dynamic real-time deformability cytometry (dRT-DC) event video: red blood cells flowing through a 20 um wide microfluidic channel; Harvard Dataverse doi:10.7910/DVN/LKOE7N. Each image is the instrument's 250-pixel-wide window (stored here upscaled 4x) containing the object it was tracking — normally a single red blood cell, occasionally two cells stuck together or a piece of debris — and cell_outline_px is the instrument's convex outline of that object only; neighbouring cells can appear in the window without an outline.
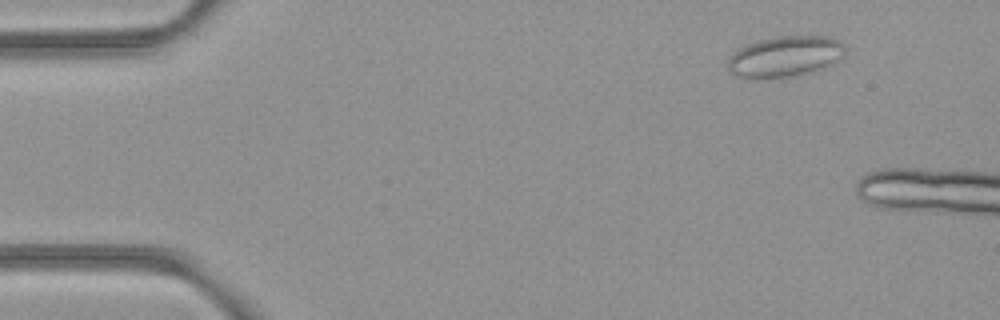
{"species": "common noctule bat (a hibernating species)", "species_latin": "Nyctalus noctula", "temperature_condition": "room temperature", "stored_images_in_passage": 3, "camera_frame_rate_fps": 3000, "um_per_image_px": 0.085, "animal": {"sex": "female", "body_mass_g": 21.9}, "frame": {"image": 1, "passage_image": 1, "time_ms": 0.0, "image_size_px": [1000, 320], "cell_outline_px": [[844, 48], [824, 68], [812, 72], [796, 76], [756, 80], [736, 76], [728, 68], [728, 60], [736, 48], [760, 40], [776, 36], [824, 36], [836, 40], [844, 44]], "centroid_in_image_um": [66.6, 4.83], "position_along_channel_um": 18.4, "area_um2": 27.63}}